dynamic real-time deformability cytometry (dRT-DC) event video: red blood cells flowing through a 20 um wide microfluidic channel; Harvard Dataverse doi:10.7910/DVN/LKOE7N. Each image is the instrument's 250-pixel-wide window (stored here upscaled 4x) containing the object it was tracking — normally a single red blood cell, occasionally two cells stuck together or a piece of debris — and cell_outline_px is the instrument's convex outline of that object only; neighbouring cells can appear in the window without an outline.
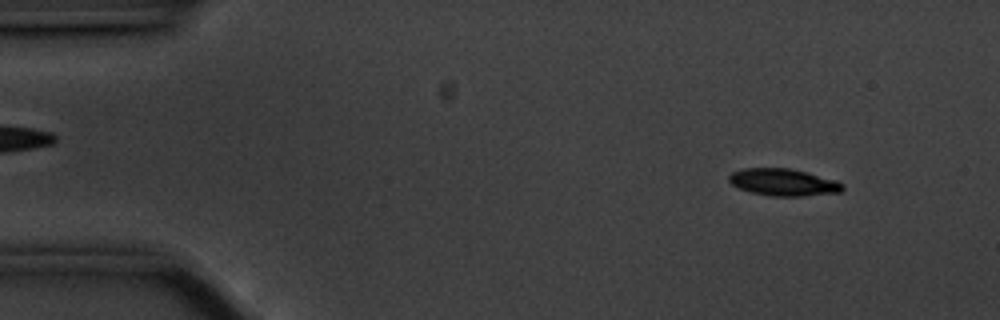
{"species": "common noctule bat (a hibernating species)", "species_latin": "Nyctalus noctula", "temperature_condition": "cold", "stored_images_in_passage": 57, "camera_frame_rate_fps": 3000, "um_per_image_px": 0.085, "animal": {"sex": "male", "body_mass_g": 20.1, "forearm_length_mm": 53.5}, "frame": {"image": 1, "passage_image": 6, "time_ms": 1.667, "image_size_px": [1000, 320], "cell_outline_px": [[844, 188], [840, 192], [804, 196], [772, 196], [752, 192], [740, 188], [732, 184], [728, 180], [728, 176], [732, 172], [744, 168], [792, 168], [808, 172], [836, 180], [844, 184]], "centroid_in_image_um": [66.61, 15.48], "position_along_channel_um": 18.4, "area_um2": 17.98}}
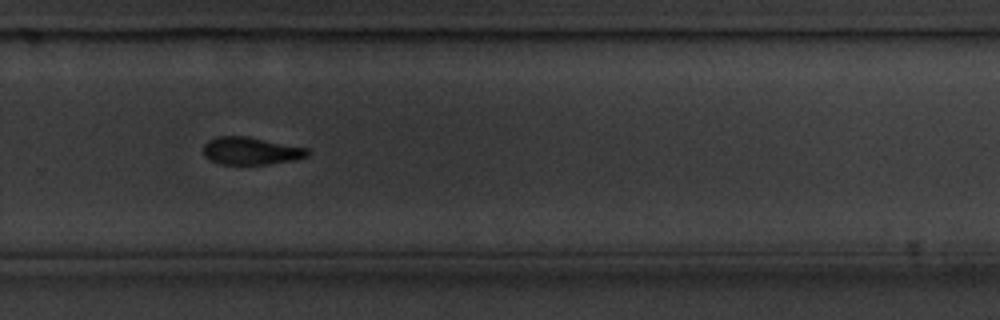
{"frame": {"image": 2, "passage_image": 38, "time_ms": 12.333, "image_size_px": [1000, 320], "cell_outline_px": [[308, 156], [292, 160], [268, 164], [220, 164], [208, 160], [204, 156], [204, 144], [208, 140], [216, 136], [244, 136], [308, 148]], "centroid_in_image_um": [21.27, 12.83], "position_along_channel_um": 308.5, "area_um2": 16.59}}
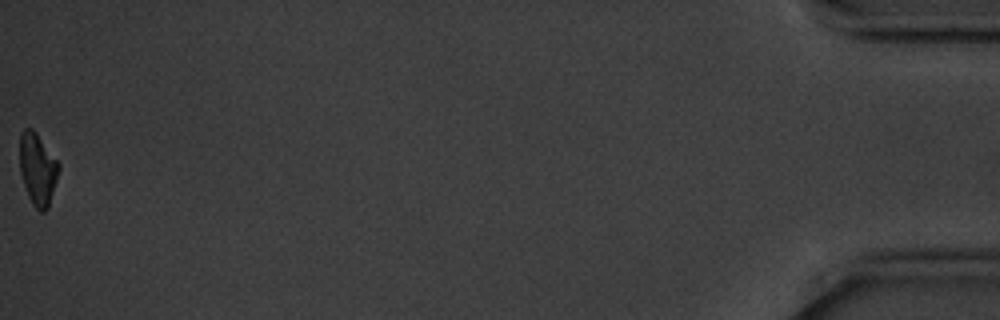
{"frame": {"image": 3, "passage_image": 57, "time_ms": 18.667, "image_size_px": [1000, 320], "cell_outline_px": [[60, 168], [48, 208], [44, 212], [40, 212], [32, 204], [28, 196], [20, 172], [20, 132], [24, 128], [32, 128], [36, 132], [60, 164]], "centroid_in_image_um": [3.2, 14.37], "position_along_channel_um": 432.0, "area_um2": 16.36}, "authors_computed_cell_mechanics": {"area_um2": 18.0336, "velocity_mm_per_s": 3.5157, "shape_relaxation_time_tau1_ms": 2.4453, "shape_relaxation_time_tau2_ms": null, "deformation_change_tau1": 0.1213, "deformation_change_tau2": null}}